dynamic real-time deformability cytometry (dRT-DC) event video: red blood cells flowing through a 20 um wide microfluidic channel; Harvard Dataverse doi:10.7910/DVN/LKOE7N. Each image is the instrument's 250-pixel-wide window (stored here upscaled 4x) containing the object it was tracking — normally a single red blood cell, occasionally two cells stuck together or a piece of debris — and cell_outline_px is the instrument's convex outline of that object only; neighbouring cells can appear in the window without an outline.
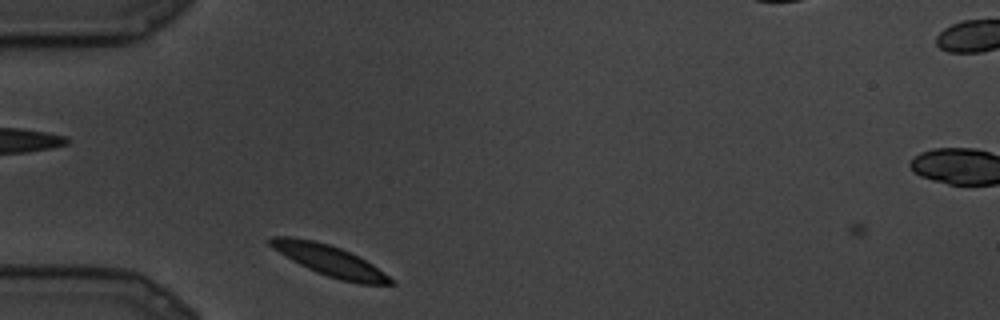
{"species": "common noctule bat (a hibernating species)", "species_latin": "Nyctalus noctula", "temperature_condition": "cold", "stored_images_in_passage": 71, "camera_frame_rate_fps": 3000, "um_per_image_px": 0.085, "animal": {"sex": "male", "body_mass_g": 19.5, "forearm_length_mm": 54.6}, "frame": {"image": 1, "passage_image": 11, "time_ms": 3.333, "image_size_px": [1000, 320], "cell_outline_px": [[396, 284], [360, 284], [340, 280], [316, 272], [292, 260], [272, 248], [268, 244], [268, 236], [292, 236], [316, 240], [340, 248], [372, 264], [396, 280]], "centroid_in_image_um": [28.0, 22.14], "position_along_channel_um": 57.0, "area_um2": 21.56}}
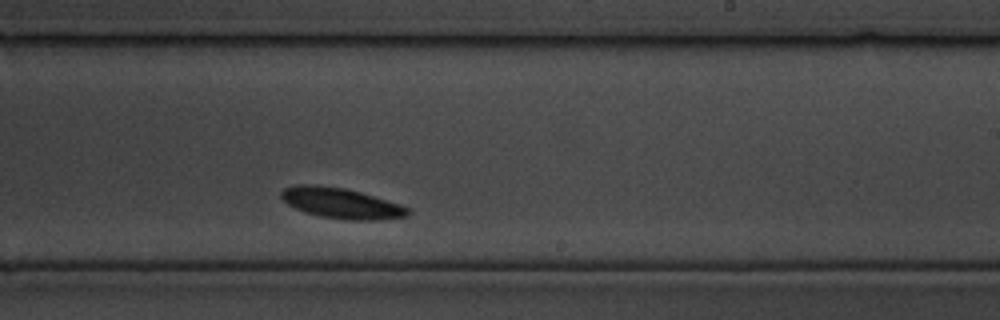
{"frame": {"image": 2, "passage_image": 43, "time_ms": 14.0, "image_size_px": [1000, 320], "cell_outline_px": [[412, 212], [408, 216], [376, 220], [344, 220], [320, 216], [304, 212], [280, 200], [280, 192], [284, 188], [296, 184], [316, 184], [344, 188], [360, 192], [400, 204], [408, 208]], "centroid_in_image_um": [28.96, 17.27], "position_along_channel_um": 260.0, "area_um2": 22.72}}
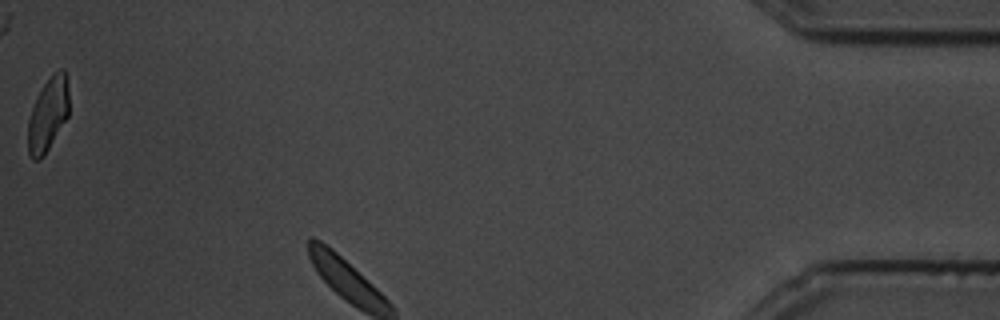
{"frame": {"image": 3, "passage_image": 71, "time_ms": 23.333, "image_size_px": [1000, 320], "cell_outline_px": [[68, 116], [44, 156], [40, 160], [32, 160], [28, 152], [28, 120], [32, 108], [44, 84], [52, 72], [60, 68], [64, 68], [68, 88]], "centroid_in_image_um": [4.08, 9.73], "position_along_channel_um": 431.1, "area_um2": 17.51}}